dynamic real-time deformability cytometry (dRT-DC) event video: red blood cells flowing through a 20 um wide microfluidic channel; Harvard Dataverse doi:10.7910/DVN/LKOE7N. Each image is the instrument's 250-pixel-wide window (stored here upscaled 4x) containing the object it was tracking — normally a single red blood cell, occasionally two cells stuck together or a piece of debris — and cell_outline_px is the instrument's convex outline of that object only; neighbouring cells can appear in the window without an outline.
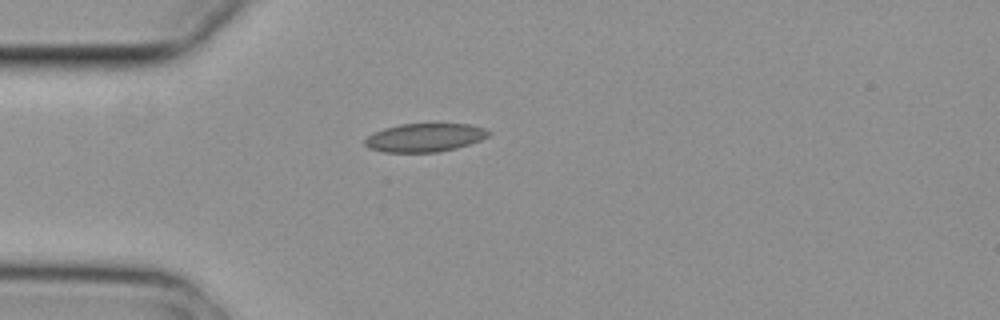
{"species": "common noctule bat (a hibernating species)", "species_latin": "Nyctalus noctula", "temperature_condition": "cold", "stored_images_in_passage": 2, "camera_frame_rate_fps": 3000, "um_per_image_px": 0.085, "animal": {"sex": "female", "body_mass_g": 29.2, "forearm_length_mm": 56.3}, "frame": {"image": 1, "passage_image": 1, "time_ms": 0.0, "image_size_px": [1000, 320], "cell_outline_px": [[492, 132], [488, 136], [480, 140], [456, 148], [436, 152], [384, 152], [368, 148], [364, 144], [364, 140], [368, 136], [384, 128], [400, 124], [472, 124], [484, 128]], "centroid_in_image_um": [36.11, 11.69], "position_along_channel_um": 48.9, "area_um2": 20.4}}